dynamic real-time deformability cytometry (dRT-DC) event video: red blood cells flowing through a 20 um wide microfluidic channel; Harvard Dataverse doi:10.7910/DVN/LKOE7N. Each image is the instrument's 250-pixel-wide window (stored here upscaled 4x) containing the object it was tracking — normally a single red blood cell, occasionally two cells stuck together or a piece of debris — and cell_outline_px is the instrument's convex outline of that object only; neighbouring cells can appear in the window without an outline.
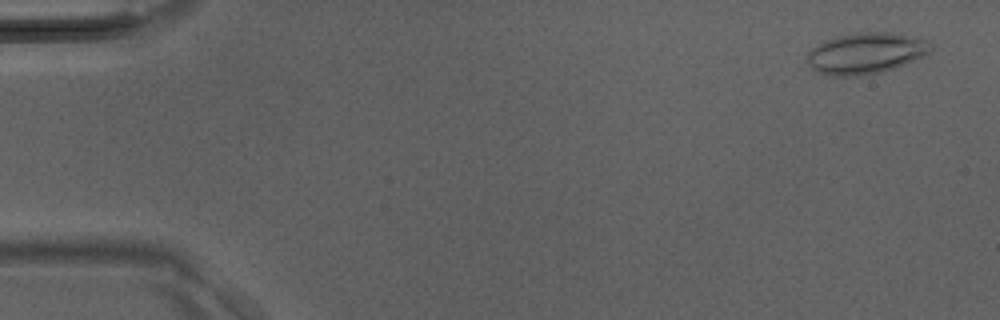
{"species": "Egyptian fruit bat (a non-hibernating species)", "species_latin": "Rousettus aegyptiacus", "temperature_condition": "room temperature", "stored_images_in_passage": 7, "camera_frame_rate_fps": 3000, "um_per_image_px": 0.085, "animal": {"sex": "male"}, "frame": {"image": 1, "passage_image": 1, "time_ms": 0.0, "image_size_px": [1000, 320], "cell_outline_px": [[932, 48], [928, 52], [904, 64], [880, 72], [860, 76], [824, 76], [816, 72], [808, 64], [808, 52], [816, 44], [824, 40], [836, 36], [856, 32], [888, 32], [932, 40]], "centroid_in_image_um": [73.54, 4.52], "position_along_channel_um": 11.5, "area_um2": 29.71}}